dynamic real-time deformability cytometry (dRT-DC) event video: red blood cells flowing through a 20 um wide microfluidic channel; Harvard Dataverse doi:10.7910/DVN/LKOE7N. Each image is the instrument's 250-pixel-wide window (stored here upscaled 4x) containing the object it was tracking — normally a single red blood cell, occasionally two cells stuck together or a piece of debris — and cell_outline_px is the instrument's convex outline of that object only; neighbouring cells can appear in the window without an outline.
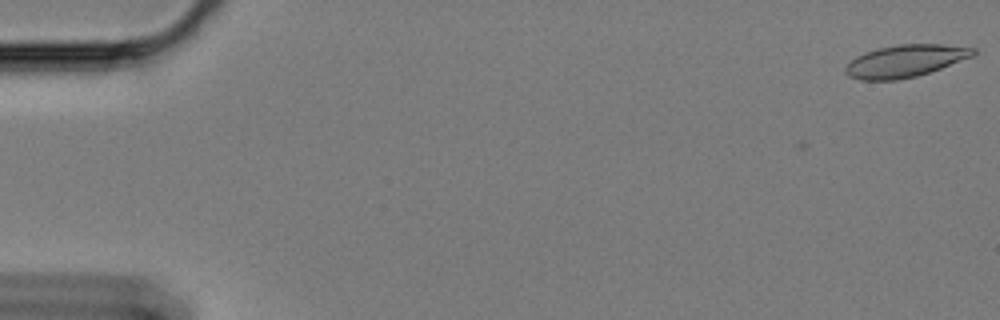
{"species": "Egyptian fruit bat (a non-hibernating species)", "species_latin": "Rousettus aegyptiacus", "temperature_condition": "cold", "stored_images_in_passage": 6, "camera_frame_rate_fps": 3000, "um_per_image_px": 0.085, "animal": {"sex": "female"}, "frame": {"image": 1, "passage_image": 1, "time_ms": 0.0, "image_size_px": [1000, 320], "cell_outline_px": [[976, 52], [972, 56], [940, 68], [916, 76], [896, 80], [860, 80], [848, 76], [844, 72], [844, 68], [856, 56], [864, 52], [880, 48], [900, 44], [940, 44], [976, 48]], "centroid_in_image_um": [76.91, 5.18], "position_along_channel_um": 8.1, "area_um2": 23.76}}